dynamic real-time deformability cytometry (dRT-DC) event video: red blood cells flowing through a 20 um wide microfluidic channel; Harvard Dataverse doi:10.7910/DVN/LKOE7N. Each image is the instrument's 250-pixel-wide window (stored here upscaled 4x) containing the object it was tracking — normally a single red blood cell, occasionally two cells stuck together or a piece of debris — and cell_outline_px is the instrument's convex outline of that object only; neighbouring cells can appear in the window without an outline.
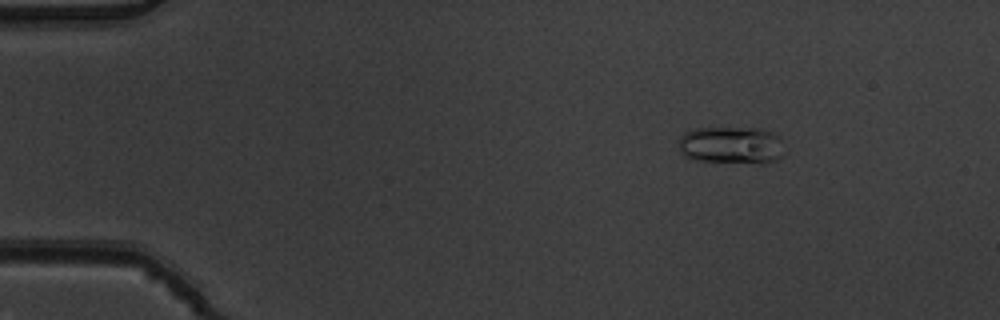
{"species": "common noctule bat (a hibernating species)", "species_latin": "Nyctalus noctula", "temperature_condition": "warm", "stored_images_in_passage": 8, "camera_frame_rate_fps": 3000, "um_per_image_px": 0.085, "animal": {"sex": "male", "body_mass_g": 19.5, "forearm_length_mm": 54.6}, "frame": {"image": 1, "passage_image": 3, "time_ms": 0.667, "image_size_px": [1000, 320], "cell_outline_px": [[784, 152], [776, 160], [760, 164], [696, 160], [684, 156], [680, 152], [680, 136], [684, 132], [696, 128], [760, 128], [772, 132], [780, 136]], "centroid_in_image_um": [62.18, 12.34], "position_along_channel_um": 22.8, "area_um2": 23.29}}
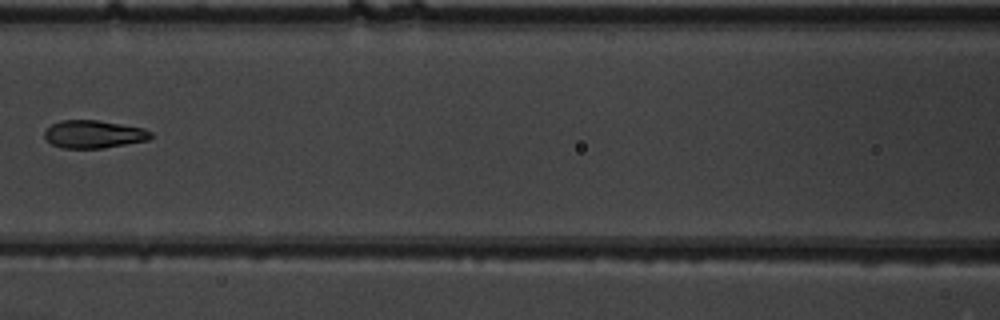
{"frame": {"image": 2, "passage_image": 7, "time_ms": 2.0, "image_size_px": [1000, 320], "cell_outline_px": [[152, 136], [148, 140], [104, 148], [60, 148], [52, 144], [44, 136], [44, 132], [52, 124], [60, 120], [96, 120], [144, 128], [152, 132]], "centroid_in_image_um": [7.96, 11.41], "position_along_channel_um": 158.6, "area_um2": 17.17}}
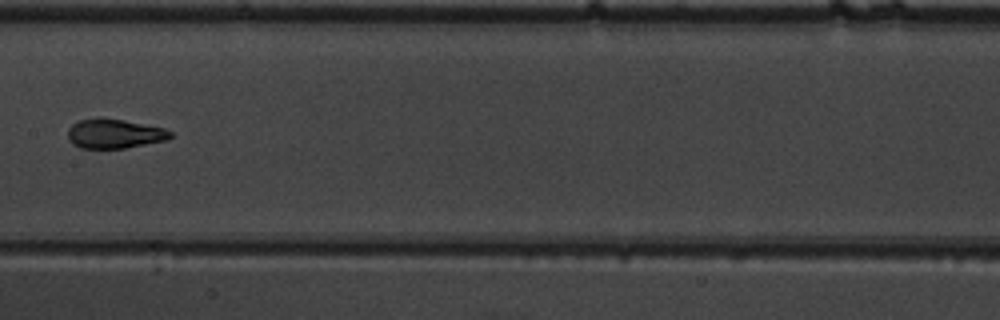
{"frame": {"image": 3, "passage_image": 8, "time_ms": 2.333, "image_size_px": [1000, 320], "cell_outline_px": [[172, 136], [168, 140], [124, 148], [80, 148], [72, 144], [68, 140], [68, 128], [72, 124], [80, 120], [100, 116], [124, 120], [164, 128], [172, 132]], "centroid_in_image_um": [9.7, 11.35], "position_along_channel_um": 197.7, "area_um2": 17.8}}